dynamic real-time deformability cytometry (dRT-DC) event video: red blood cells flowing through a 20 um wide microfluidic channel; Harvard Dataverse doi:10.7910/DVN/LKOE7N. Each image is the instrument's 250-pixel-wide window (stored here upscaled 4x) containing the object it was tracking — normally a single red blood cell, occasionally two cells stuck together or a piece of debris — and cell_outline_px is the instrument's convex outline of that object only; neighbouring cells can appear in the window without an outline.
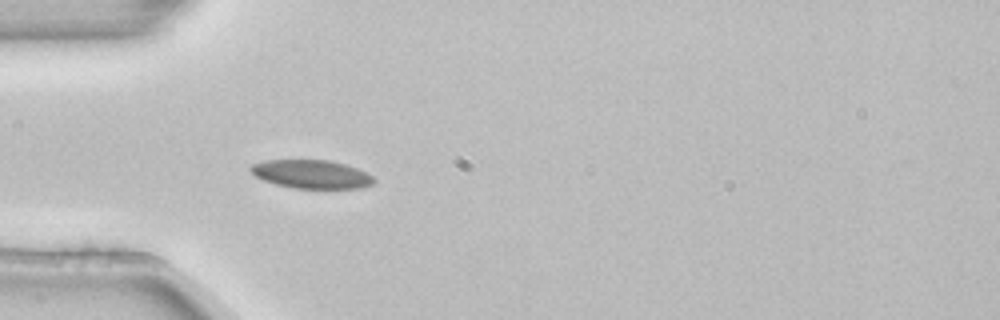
{"species": "common noctule bat (a hibernating species)", "species_latin": "Nyctalus noctula", "temperature_condition": "room temperature", "stored_images_in_passage": 4, "camera_frame_rate_fps": 3000, "um_per_image_px": 0.085, "animal": {"sex": "female", "body_mass_g": 22.7, "forearm_length_mm": 54.2}, "frame": {"image": 1, "passage_image": 4, "time_ms": 1.0, "image_size_px": [1000, 320], "cell_outline_px": [[376, 180], [372, 184], [360, 188], [292, 188], [276, 184], [264, 180], [256, 176], [248, 168], [252, 164], [264, 160], [328, 160], [344, 164], [368, 172]], "centroid_in_image_um": [26.48, 14.8], "position_along_channel_um": 58.5, "area_um2": 20.4}}